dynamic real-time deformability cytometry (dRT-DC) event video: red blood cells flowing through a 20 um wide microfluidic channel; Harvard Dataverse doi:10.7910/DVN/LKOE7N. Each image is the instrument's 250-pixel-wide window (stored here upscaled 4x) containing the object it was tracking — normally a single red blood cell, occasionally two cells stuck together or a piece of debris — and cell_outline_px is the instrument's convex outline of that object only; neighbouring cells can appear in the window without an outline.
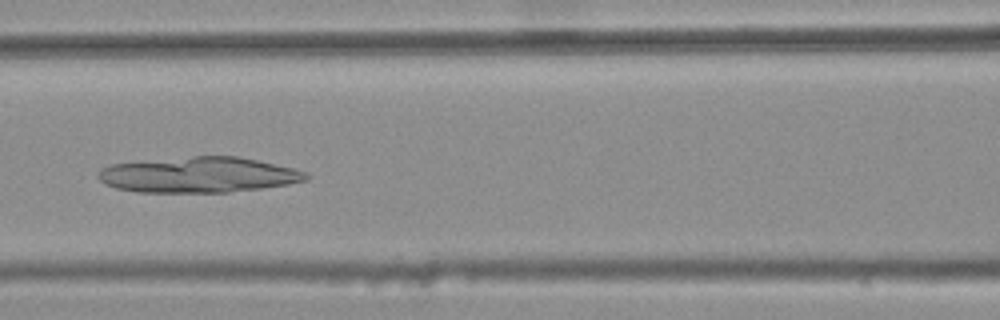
{"species": "common noctule bat (a hibernating species)", "species_latin": "Nyctalus noctula", "temperature_condition": "warm", "stored_images_in_passage": 41, "camera_frame_rate_fps": 3000, "um_per_image_px": 0.085, "animal": {"sex": "female", "body_mass_g": 25.1}, "frame": {"image": 1, "passage_image": 20, "time_ms": 6.333, "image_size_px": [1000, 320], "cell_outline_px": [[312, 176], [308, 180], [288, 184], [260, 188], [228, 192], [136, 192], [116, 188], [104, 184], [96, 176], [96, 172], [112, 164], [196, 156], [236, 156], [256, 160], [292, 168], [304, 172]], "centroid_in_image_um": [16.87, 14.87], "position_along_channel_um": 149.7, "area_um2": 42.71}}
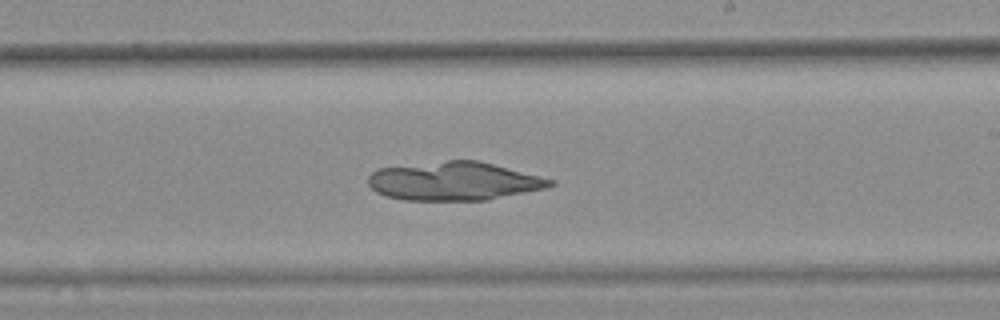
{"frame": {"image": 2, "passage_image": 28, "time_ms": 9.0, "image_size_px": [1000, 320], "cell_outline_px": [[556, 184], [548, 188], [488, 200], [404, 200], [384, 196], [376, 192], [368, 184], [368, 176], [376, 168], [448, 160], [476, 160], [556, 180]], "centroid_in_image_um": [38.59, 15.4], "position_along_channel_um": 250.4, "area_um2": 41.04}}
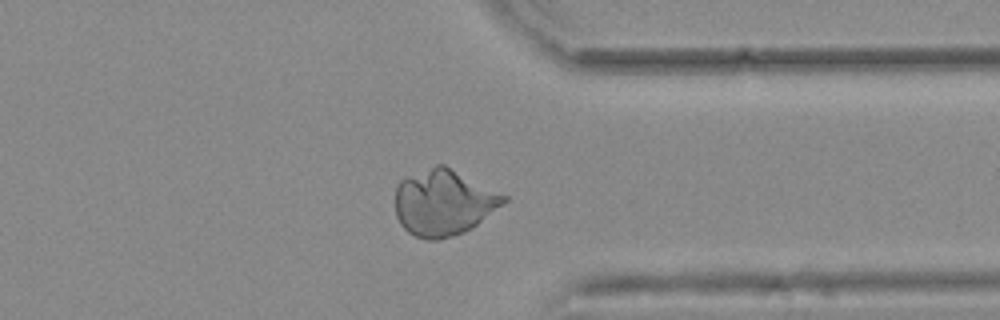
{"frame": {"image": 3, "passage_image": 38, "time_ms": 12.333, "image_size_px": [1000, 320], "cell_outline_px": [[508, 200], [472, 228], [464, 232], [452, 236], [436, 240], [428, 240], [416, 236], [408, 232], [400, 224], [396, 216], [396, 188], [400, 180], [436, 164], [444, 164], [508, 196]], "centroid_in_image_um": [37.71, 17.22], "position_along_channel_um": 373.7, "area_um2": 41.56}}